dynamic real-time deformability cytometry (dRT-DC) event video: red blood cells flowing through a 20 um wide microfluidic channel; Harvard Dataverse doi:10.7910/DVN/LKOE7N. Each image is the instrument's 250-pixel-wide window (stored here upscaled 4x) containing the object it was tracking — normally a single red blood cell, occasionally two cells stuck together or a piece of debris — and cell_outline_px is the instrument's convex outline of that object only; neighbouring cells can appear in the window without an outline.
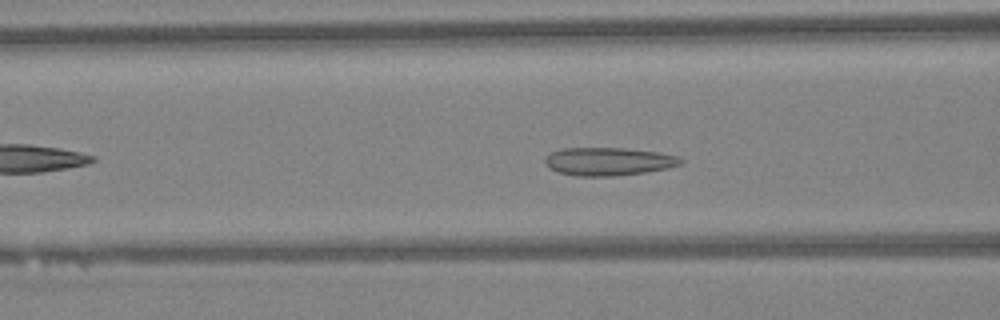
{"species": "Egyptian fruit bat (a non-hibernating species)", "species_latin": "Rousettus aegyptiacus", "temperature_condition": "warm", "stored_images_in_passage": 47, "camera_frame_rate_fps": 3000, "um_per_image_px": 0.085, "animal": {"sex": "female"}, "frame": {"image": 1, "passage_image": 18, "time_ms": 5.667, "image_size_px": [1000, 320], "cell_outline_px": [[684, 160], [680, 164], [668, 168], [644, 172], [616, 176], [576, 176], [556, 172], [548, 168], [544, 164], [544, 160], [552, 152], [560, 148], [624, 148], [656, 152], [676, 156]], "centroid_in_image_um": [51.66, 13.73], "position_along_channel_um": 114.9, "area_um2": 22.2}}
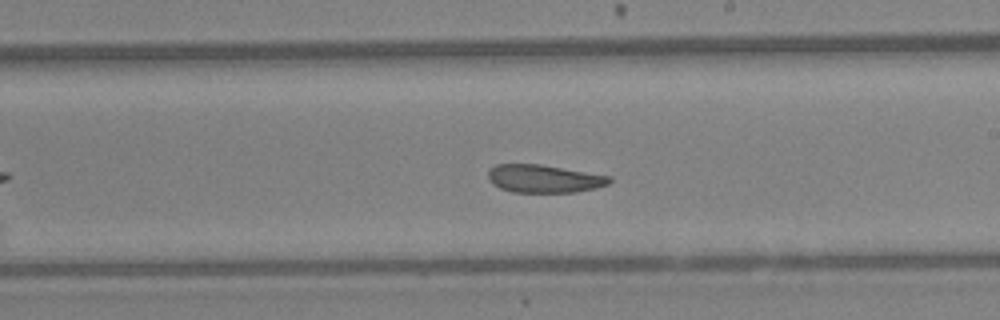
{"frame": {"image": 2, "passage_image": 27, "time_ms": 8.667, "image_size_px": [1000, 320], "cell_outline_px": [[612, 180], [608, 184], [596, 188], [576, 192], [512, 192], [500, 188], [492, 184], [488, 180], [488, 172], [496, 164], [540, 164], [612, 176]], "centroid_in_image_um": [46.25, 15.19], "position_along_channel_um": 242.8, "area_um2": 19.83}}
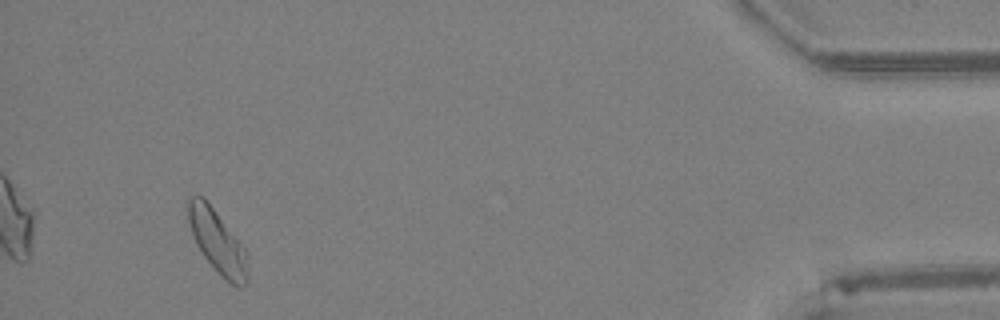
{"frame": {"image": 3, "passage_image": 44, "time_ms": 14.333, "image_size_px": [1000, 320], "cell_outline_px": [[248, 284], [232, 284], [204, 256], [196, 244], [188, 220], [188, 196], [200, 196], [212, 208], [244, 248], [248, 264]], "centroid_in_image_um": [18.47, 20.54], "position_along_channel_um": 416.7, "area_um2": 20.69}, "authors_computed_cell_mechanics": {"area_um2": 21.5594, "velocity_mm_per_s": 4.2876, "shape_relaxation_time_tau1_ms": null, "shape_relaxation_time_tau2_ms": 2.8756, "deformation_change_tau1": null, "deformation_change_tau2": 0.1019}}